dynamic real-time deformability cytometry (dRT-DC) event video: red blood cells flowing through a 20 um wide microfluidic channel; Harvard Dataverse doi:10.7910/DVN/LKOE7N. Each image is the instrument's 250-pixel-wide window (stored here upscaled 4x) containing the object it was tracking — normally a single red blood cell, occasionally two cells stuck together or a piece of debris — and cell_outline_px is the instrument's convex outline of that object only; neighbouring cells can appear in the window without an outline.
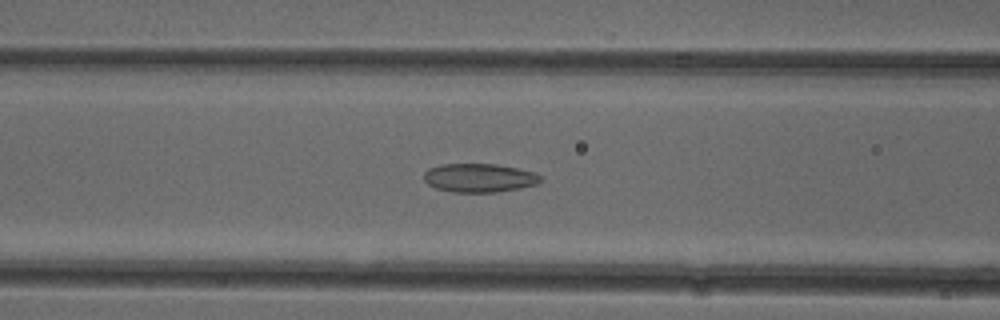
{"species": "common noctule bat (a hibernating species)", "species_latin": "Nyctalus noctula", "temperature_condition": "cold", "stored_images_in_passage": 52, "camera_frame_rate_fps": 3000, "um_per_image_px": 0.085, "animal": {"sex": "female"}, "frame": {"image": 1, "passage_image": 21, "time_ms": 6.667, "image_size_px": [1000, 320], "cell_outline_px": [[544, 180], [536, 184], [520, 188], [496, 192], [452, 192], [436, 188], [428, 184], [424, 180], [424, 172], [428, 168], [440, 164], [496, 164], [536, 172]], "centroid_in_image_um": [40.74, 15.11], "position_along_channel_um": 125.9, "area_um2": 19.59}}
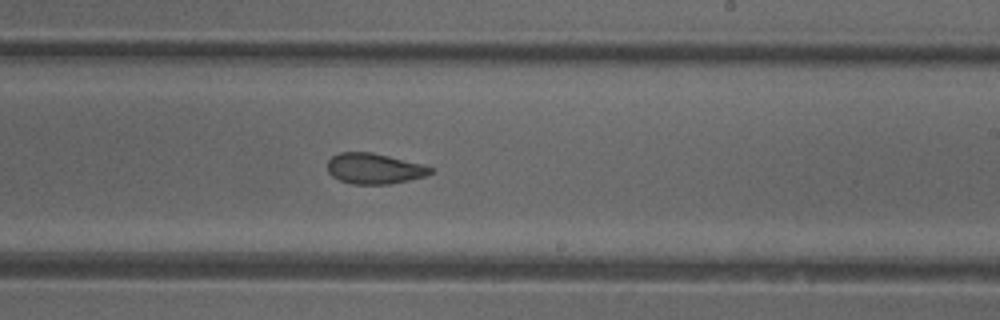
{"frame": {"image": 2, "passage_image": 31, "time_ms": 10.0, "image_size_px": [1000, 320], "cell_outline_px": [[436, 172], [424, 176], [408, 180], [388, 184], [352, 184], [340, 180], [332, 176], [328, 172], [328, 160], [332, 156], [340, 152], [372, 152], [424, 164], [432, 168]], "centroid_in_image_um": [31.83, 14.32], "position_along_channel_um": 257.2, "area_um2": 18.44}}
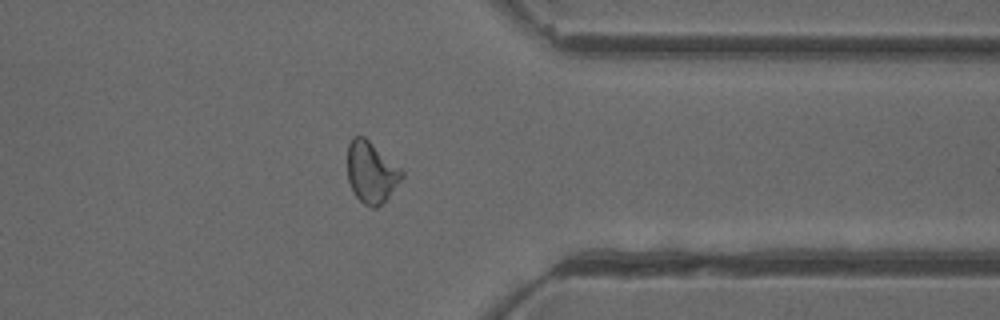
{"frame": {"image": 3, "passage_image": 41, "time_ms": 13.333, "image_size_px": [1000, 320], "cell_outline_px": [[404, 176], [388, 196], [376, 208], [372, 208], [364, 204], [356, 196], [348, 180], [348, 144], [352, 136], [364, 136], [400, 168], [404, 172]], "centroid_in_image_um": [31.54, 14.63], "position_along_channel_um": 379.9, "area_um2": 19.07}, "authors_computed_cell_mechanics": {"area_um2": 19.941, "velocity_mm_per_s": 3.949, "shape_relaxation_time_tau1_ms": null, "shape_relaxation_time_tau2_ms": 2.4688, "deformation_change_tau1": null, "deformation_change_tau2": 0.0998}}